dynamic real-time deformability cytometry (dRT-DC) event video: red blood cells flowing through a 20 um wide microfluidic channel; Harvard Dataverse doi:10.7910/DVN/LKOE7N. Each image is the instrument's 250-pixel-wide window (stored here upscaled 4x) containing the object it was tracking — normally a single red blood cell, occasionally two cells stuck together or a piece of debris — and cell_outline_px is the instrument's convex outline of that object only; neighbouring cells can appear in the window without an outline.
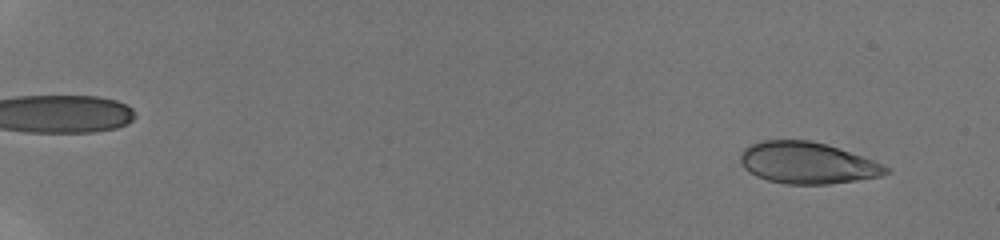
{"species": "human", "species_latin": "Homo sapiens", "temperature_condition": "room temperature", "stored_images_in_passage": 58, "camera_frame_rate_fps": 3000, "um_per_image_px": 0.085, "donor": {"sex": "male"}, "frame": {"image": 1, "passage_image": 4, "time_ms": 1.0, "image_size_px": [1000, 240], "cell_outline_px": [[892, 172], [880, 176], [856, 180], [828, 184], [788, 184], [768, 180], [756, 176], [748, 172], [740, 164], [740, 152], [744, 148], [760, 140], [808, 140], [824, 144], [884, 164], [892, 168]], "centroid_in_image_um": [68.6, 13.85], "position_along_channel_um": 16.4, "area_um2": 35.14}}
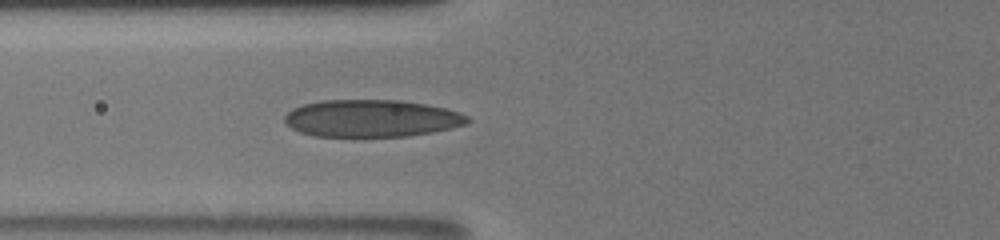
{"frame": {"image": 2, "passage_image": 24, "time_ms": 8.0, "image_size_px": [1000, 240], "cell_outline_px": [[472, 120], [464, 124], [432, 132], [408, 136], [312, 136], [300, 132], [292, 128], [284, 120], [284, 116], [292, 108], [304, 104], [324, 100], [400, 100], [428, 104], [460, 112], [468, 116]], "centroid_in_image_um": [31.58, 10.05], "position_along_channel_um": 94.2, "area_um2": 39.59}}
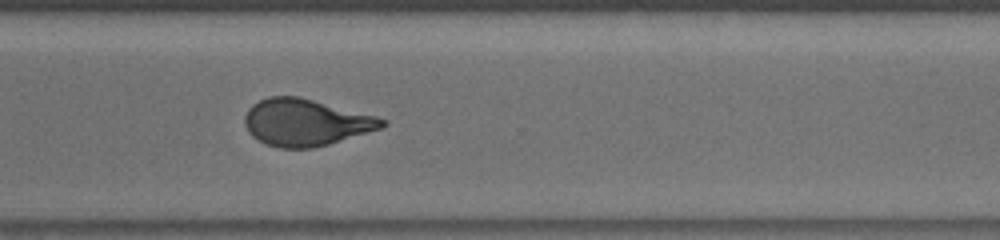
{"frame": {"image": 3, "passage_image": 57, "time_ms": 14.333, "image_size_px": [1000, 240], "cell_outline_px": [[388, 124], [380, 128], [328, 144], [312, 148], [280, 148], [268, 144], [252, 136], [248, 132], [244, 124], [244, 116], [248, 108], [252, 104], [268, 96], [300, 96], [376, 116], [388, 120]], "centroid_in_image_um": [25.96, 10.39], "position_along_channel_um": 344.6, "area_um2": 37.4}}